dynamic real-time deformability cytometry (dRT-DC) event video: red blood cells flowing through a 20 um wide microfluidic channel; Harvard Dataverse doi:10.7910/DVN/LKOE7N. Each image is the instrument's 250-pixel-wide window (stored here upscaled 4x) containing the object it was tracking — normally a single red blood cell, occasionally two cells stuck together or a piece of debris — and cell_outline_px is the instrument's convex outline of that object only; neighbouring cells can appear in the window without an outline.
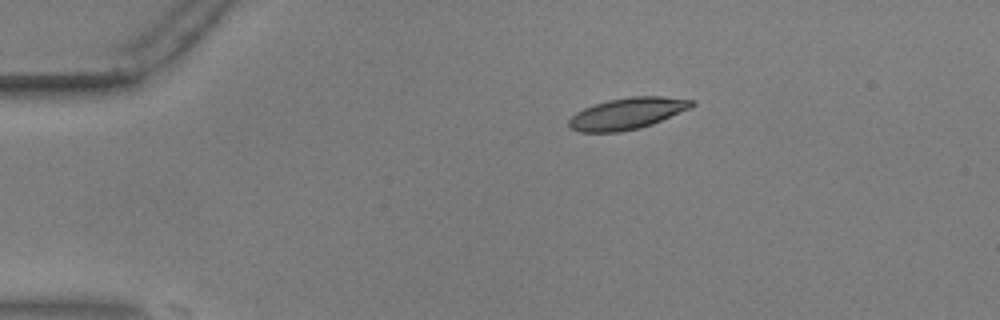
{"species": "common noctule bat (a hibernating species)", "species_latin": "Nyctalus noctula", "temperature_condition": "warm", "stored_images_in_passage": 31, "camera_frame_rate_fps": 3000, "um_per_image_px": 0.085, "animal": {"sex": "male", "body_mass_g": 17.9, "forearm_length_mm": 54.2}, "frame": {"image": 1, "passage_image": 12, "time_ms": 3.667, "image_size_px": [1000, 320], "cell_outline_px": [[696, 104], [692, 108], [652, 124], [640, 128], [620, 132], [580, 132], [568, 128], [568, 120], [576, 112], [584, 108], [608, 100], [628, 96], [660, 96], [696, 100]], "centroid_in_image_um": [53.34, 9.65], "position_along_channel_um": 31.7, "area_um2": 22.77}}
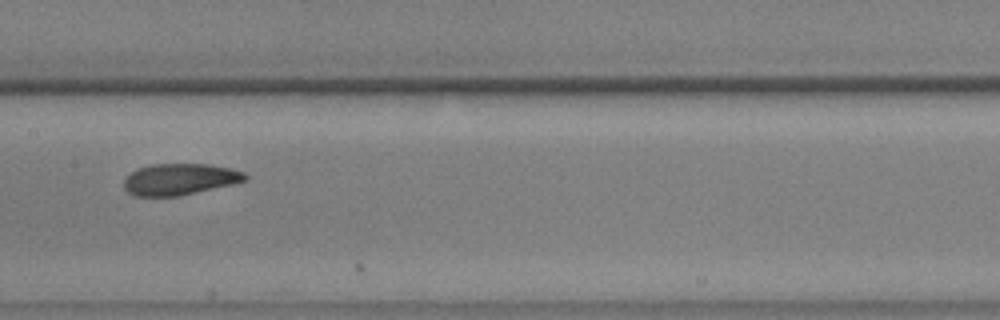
{"frame": {"image": 2, "passage_image": 30, "time_ms": 9.667, "image_size_px": [1000, 320], "cell_outline_px": [[248, 180], [236, 184], [176, 196], [136, 196], [128, 192], [124, 188], [124, 180], [136, 168], [152, 164], [208, 164], [232, 168], [244, 172], [248, 176]], "centroid_in_image_um": [15.32, 15.23], "position_along_channel_um": 192.1, "area_um2": 22.31}}